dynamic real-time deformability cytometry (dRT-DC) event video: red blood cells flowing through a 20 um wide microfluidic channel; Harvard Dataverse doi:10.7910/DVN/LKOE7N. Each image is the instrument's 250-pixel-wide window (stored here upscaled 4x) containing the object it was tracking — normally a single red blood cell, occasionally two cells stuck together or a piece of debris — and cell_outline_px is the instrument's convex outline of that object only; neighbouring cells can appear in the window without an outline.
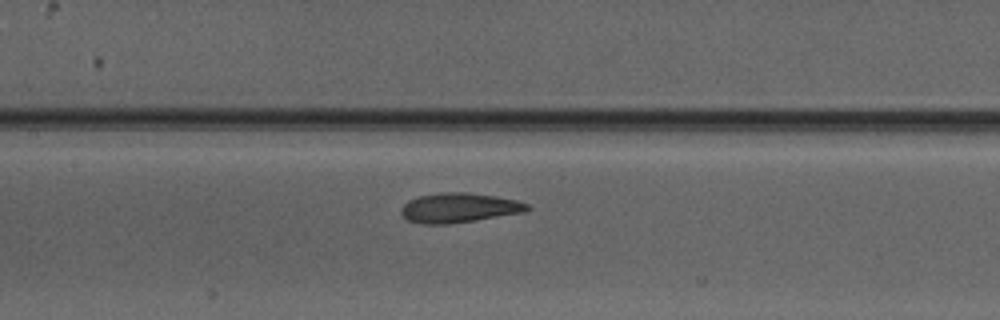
{"species": "Egyptian fruit bat (a non-hibernating species)", "species_latin": "Rousettus aegyptiacus", "temperature_condition": "warm", "stored_images_in_passage": 4, "camera_frame_rate_fps": 3000, "um_per_image_px": 0.085, "animal": {"sex": "male"}, "frame": {"image": 1, "passage_image": 4, "time_ms": 3.667, "image_size_px": [1000, 320], "cell_outline_px": [[532, 208], [524, 212], [448, 224], [420, 224], [408, 220], [400, 212], [400, 208], [408, 200], [420, 196], [440, 192], [464, 192], [496, 196], [516, 200], [528, 204]], "centroid_in_image_um": [38.99, 17.66], "position_along_channel_um": 168.4, "area_um2": 21.68}}